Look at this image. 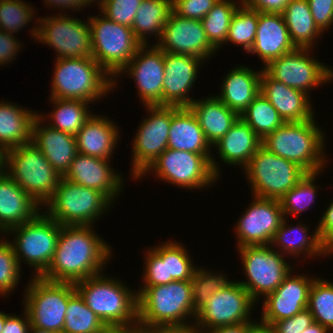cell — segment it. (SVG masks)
Listing matches in <instances>:
<instances>
[{
    "label": "cell",
    "instance_id": "6da1fadb",
    "mask_svg": "<svg viewBox=\"0 0 333 333\" xmlns=\"http://www.w3.org/2000/svg\"><path fill=\"white\" fill-rule=\"evenodd\" d=\"M110 255V246L91 226H62L53 258L40 277L75 284L101 274Z\"/></svg>",
    "mask_w": 333,
    "mask_h": 333
},
{
    "label": "cell",
    "instance_id": "7a4b0ae2",
    "mask_svg": "<svg viewBox=\"0 0 333 333\" xmlns=\"http://www.w3.org/2000/svg\"><path fill=\"white\" fill-rule=\"evenodd\" d=\"M75 287L86 305L107 327L138 326V294L118 279L99 274L76 282Z\"/></svg>",
    "mask_w": 333,
    "mask_h": 333
},
{
    "label": "cell",
    "instance_id": "3957f363",
    "mask_svg": "<svg viewBox=\"0 0 333 333\" xmlns=\"http://www.w3.org/2000/svg\"><path fill=\"white\" fill-rule=\"evenodd\" d=\"M138 294V327L187 325L195 319L191 280L144 286Z\"/></svg>",
    "mask_w": 333,
    "mask_h": 333
},
{
    "label": "cell",
    "instance_id": "277c9868",
    "mask_svg": "<svg viewBox=\"0 0 333 333\" xmlns=\"http://www.w3.org/2000/svg\"><path fill=\"white\" fill-rule=\"evenodd\" d=\"M315 123L314 118L284 123L262 140V146L279 157L297 163L307 173H321L325 166V136Z\"/></svg>",
    "mask_w": 333,
    "mask_h": 333
},
{
    "label": "cell",
    "instance_id": "5b68a950",
    "mask_svg": "<svg viewBox=\"0 0 333 333\" xmlns=\"http://www.w3.org/2000/svg\"><path fill=\"white\" fill-rule=\"evenodd\" d=\"M55 62L51 98L92 103L116 87L115 80L93 58L55 59Z\"/></svg>",
    "mask_w": 333,
    "mask_h": 333
},
{
    "label": "cell",
    "instance_id": "8992f818",
    "mask_svg": "<svg viewBox=\"0 0 333 333\" xmlns=\"http://www.w3.org/2000/svg\"><path fill=\"white\" fill-rule=\"evenodd\" d=\"M5 167V172L40 206L53 197L61 179L32 142L7 150Z\"/></svg>",
    "mask_w": 333,
    "mask_h": 333
},
{
    "label": "cell",
    "instance_id": "52a82bcc",
    "mask_svg": "<svg viewBox=\"0 0 333 333\" xmlns=\"http://www.w3.org/2000/svg\"><path fill=\"white\" fill-rule=\"evenodd\" d=\"M112 203L99 191L61 177L46 214L62 226H92Z\"/></svg>",
    "mask_w": 333,
    "mask_h": 333
},
{
    "label": "cell",
    "instance_id": "ba28073f",
    "mask_svg": "<svg viewBox=\"0 0 333 333\" xmlns=\"http://www.w3.org/2000/svg\"><path fill=\"white\" fill-rule=\"evenodd\" d=\"M100 16L87 19L91 30L92 58L110 77L123 74L121 70L142 44L130 27L118 24L103 14Z\"/></svg>",
    "mask_w": 333,
    "mask_h": 333
},
{
    "label": "cell",
    "instance_id": "9c48e42d",
    "mask_svg": "<svg viewBox=\"0 0 333 333\" xmlns=\"http://www.w3.org/2000/svg\"><path fill=\"white\" fill-rule=\"evenodd\" d=\"M24 295L32 327L62 333L69 299L77 292L74 283L33 276Z\"/></svg>",
    "mask_w": 333,
    "mask_h": 333
},
{
    "label": "cell",
    "instance_id": "30bf717a",
    "mask_svg": "<svg viewBox=\"0 0 333 333\" xmlns=\"http://www.w3.org/2000/svg\"><path fill=\"white\" fill-rule=\"evenodd\" d=\"M211 155L167 148L140 177L153 171L159 179L183 189H202L219 177L218 163Z\"/></svg>",
    "mask_w": 333,
    "mask_h": 333
},
{
    "label": "cell",
    "instance_id": "8fae6325",
    "mask_svg": "<svg viewBox=\"0 0 333 333\" xmlns=\"http://www.w3.org/2000/svg\"><path fill=\"white\" fill-rule=\"evenodd\" d=\"M254 197L279 200L307 172L297 163L269 152L261 146L244 168Z\"/></svg>",
    "mask_w": 333,
    "mask_h": 333
},
{
    "label": "cell",
    "instance_id": "7c38bea8",
    "mask_svg": "<svg viewBox=\"0 0 333 333\" xmlns=\"http://www.w3.org/2000/svg\"><path fill=\"white\" fill-rule=\"evenodd\" d=\"M62 225L39 212L33 219L10 228L8 232L15 234L12 246L19 265L23 259L34 268L36 277H40L47 269L56 250ZM15 232V233H14Z\"/></svg>",
    "mask_w": 333,
    "mask_h": 333
},
{
    "label": "cell",
    "instance_id": "4fadbf2b",
    "mask_svg": "<svg viewBox=\"0 0 333 333\" xmlns=\"http://www.w3.org/2000/svg\"><path fill=\"white\" fill-rule=\"evenodd\" d=\"M56 16L36 20L39 26L31 31L35 40L52 46L57 51L56 59L92 58L89 22L64 14Z\"/></svg>",
    "mask_w": 333,
    "mask_h": 333
},
{
    "label": "cell",
    "instance_id": "5bb4252c",
    "mask_svg": "<svg viewBox=\"0 0 333 333\" xmlns=\"http://www.w3.org/2000/svg\"><path fill=\"white\" fill-rule=\"evenodd\" d=\"M270 246L255 245L238 248L248 279L239 283L250 293L255 302L262 294L265 297L274 292L292 269L290 264L286 263L284 255Z\"/></svg>",
    "mask_w": 333,
    "mask_h": 333
},
{
    "label": "cell",
    "instance_id": "9a60e30c",
    "mask_svg": "<svg viewBox=\"0 0 333 333\" xmlns=\"http://www.w3.org/2000/svg\"><path fill=\"white\" fill-rule=\"evenodd\" d=\"M254 303L250 293L238 281H229L196 312L194 327L203 333L206 329L251 322L249 315Z\"/></svg>",
    "mask_w": 333,
    "mask_h": 333
},
{
    "label": "cell",
    "instance_id": "2e32d148",
    "mask_svg": "<svg viewBox=\"0 0 333 333\" xmlns=\"http://www.w3.org/2000/svg\"><path fill=\"white\" fill-rule=\"evenodd\" d=\"M309 51L310 48H296L272 60L263 69L273 79L309 95L311 88L333 80V70L310 57Z\"/></svg>",
    "mask_w": 333,
    "mask_h": 333
},
{
    "label": "cell",
    "instance_id": "e0dca14e",
    "mask_svg": "<svg viewBox=\"0 0 333 333\" xmlns=\"http://www.w3.org/2000/svg\"><path fill=\"white\" fill-rule=\"evenodd\" d=\"M150 112L133 143L132 176L136 179L168 148L171 106H146Z\"/></svg>",
    "mask_w": 333,
    "mask_h": 333
},
{
    "label": "cell",
    "instance_id": "ac0fdd59",
    "mask_svg": "<svg viewBox=\"0 0 333 333\" xmlns=\"http://www.w3.org/2000/svg\"><path fill=\"white\" fill-rule=\"evenodd\" d=\"M279 200L255 197L243 212L236 225L238 248L243 246L271 245L283 220Z\"/></svg>",
    "mask_w": 333,
    "mask_h": 333
},
{
    "label": "cell",
    "instance_id": "d6986e66",
    "mask_svg": "<svg viewBox=\"0 0 333 333\" xmlns=\"http://www.w3.org/2000/svg\"><path fill=\"white\" fill-rule=\"evenodd\" d=\"M155 43L163 52L191 55L206 60L216 49L207 39L200 20L183 18L171 12L161 34Z\"/></svg>",
    "mask_w": 333,
    "mask_h": 333
},
{
    "label": "cell",
    "instance_id": "ffe728a7",
    "mask_svg": "<svg viewBox=\"0 0 333 333\" xmlns=\"http://www.w3.org/2000/svg\"><path fill=\"white\" fill-rule=\"evenodd\" d=\"M147 47L141 45L121 72L135 80L144 106H163L164 52L157 45Z\"/></svg>",
    "mask_w": 333,
    "mask_h": 333
},
{
    "label": "cell",
    "instance_id": "44dd1931",
    "mask_svg": "<svg viewBox=\"0 0 333 333\" xmlns=\"http://www.w3.org/2000/svg\"><path fill=\"white\" fill-rule=\"evenodd\" d=\"M315 278L305 275L291 276V272L282 284L265 297L261 321L263 326L270 327L274 322L281 321L307 309L309 289Z\"/></svg>",
    "mask_w": 333,
    "mask_h": 333
},
{
    "label": "cell",
    "instance_id": "7402d4cb",
    "mask_svg": "<svg viewBox=\"0 0 333 333\" xmlns=\"http://www.w3.org/2000/svg\"><path fill=\"white\" fill-rule=\"evenodd\" d=\"M202 61L191 55L164 52L163 106H190L194 99L189 97L188 91L197 79Z\"/></svg>",
    "mask_w": 333,
    "mask_h": 333
},
{
    "label": "cell",
    "instance_id": "603a6c76",
    "mask_svg": "<svg viewBox=\"0 0 333 333\" xmlns=\"http://www.w3.org/2000/svg\"><path fill=\"white\" fill-rule=\"evenodd\" d=\"M108 161L78 153L63 178L101 192L112 203L121 192L123 179Z\"/></svg>",
    "mask_w": 333,
    "mask_h": 333
},
{
    "label": "cell",
    "instance_id": "cb8c5ba5",
    "mask_svg": "<svg viewBox=\"0 0 333 333\" xmlns=\"http://www.w3.org/2000/svg\"><path fill=\"white\" fill-rule=\"evenodd\" d=\"M42 118L46 117L38 114L32 123L31 142L44 154L53 169L63 177L78 154L76 137L50 126H43Z\"/></svg>",
    "mask_w": 333,
    "mask_h": 333
},
{
    "label": "cell",
    "instance_id": "d4e9b609",
    "mask_svg": "<svg viewBox=\"0 0 333 333\" xmlns=\"http://www.w3.org/2000/svg\"><path fill=\"white\" fill-rule=\"evenodd\" d=\"M260 92L278 111L285 123L315 118L310 98L305 92L273 79L264 69L260 78Z\"/></svg>",
    "mask_w": 333,
    "mask_h": 333
},
{
    "label": "cell",
    "instance_id": "484cf974",
    "mask_svg": "<svg viewBox=\"0 0 333 333\" xmlns=\"http://www.w3.org/2000/svg\"><path fill=\"white\" fill-rule=\"evenodd\" d=\"M296 48L282 14L259 12L256 36L249 53L259 55L266 67L272 60Z\"/></svg>",
    "mask_w": 333,
    "mask_h": 333
},
{
    "label": "cell",
    "instance_id": "4316f807",
    "mask_svg": "<svg viewBox=\"0 0 333 333\" xmlns=\"http://www.w3.org/2000/svg\"><path fill=\"white\" fill-rule=\"evenodd\" d=\"M38 205L6 172L0 174V231L33 219Z\"/></svg>",
    "mask_w": 333,
    "mask_h": 333
},
{
    "label": "cell",
    "instance_id": "83f0119b",
    "mask_svg": "<svg viewBox=\"0 0 333 333\" xmlns=\"http://www.w3.org/2000/svg\"><path fill=\"white\" fill-rule=\"evenodd\" d=\"M199 122L189 107L171 106L168 148L197 154H211Z\"/></svg>",
    "mask_w": 333,
    "mask_h": 333
},
{
    "label": "cell",
    "instance_id": "f1b7e54d",
    "mask_svg": "<svg viewBox=\"0 0 333 333\" xmlns=\"http://www.w3.org/2000/svg\"><path fill=\"white\" fill-rule=\"evenodd\" d=\"M103 117L92 115L77 132L78 153L110 160L117 145L119 129L110 118Z\"/></svg>",
    "mask_w": 333,
    "mask_h": 333
},
{
    "label": "cell",
    "instance_id": "f546056e",
    "mask_svg": "<svg viewBox=\"0 0 333 333\" xmlns=\"http://www.w3.org/2000/svg\"><path fill=\"white\" fill-rule=\"evenodd\" d=\"M213 146L218 148L219 157L224 163L241 165L245 168L256 151L262 146V140L239 117L229 131Z\"/></svg>",
    "mask_w": 333,
    "mask_h": 333
},
{
    "label": "cell",
    "instance_id": "4dcf8cb0",
    "mask_svg": "<svg viewBox=\"0 0 333 333\" xmlns=\"http://www.w3.org/2000/svg\"><path fill=\"white\" fill-rule=\"evenodd\" d=\"M261 71L235 67L222 82L221 95L216 96L239 116L260 93Z\"/></svg>",
    "mask_w": 333,
    "mask_h": 333
},
{
    "label": "cell",
    "instance_id": "1f68e13d",
    "mask_svg": "<svg viewBox=\"0 0 333 333\" xmlns=\"http://www.w3.org/2000/svg\"><path fill=\"white\" fill-rule=\"evenodd\" d=\"M189 108L195 114L207 141L215 145L240 117L216 96L194 100Z\"/></svg>",
    "mask_w": 333,
    "mask_h": 333
},
{
    "label": "cell",
    "instance_id": "d6a6232c",
    "mask_svg": "<svg viewBox=\"0 0 333 333\" xmlns=\"http://www.w3.org/2000/svg\"><path fill=\"white\" fill-rule=\"evenodd\" d=\"M37 115L13 103L0 102V146L7 151L30 143L32 123Z\"/></svg>",
    "mask_w": 333,
    "mask_h": 333
},
{
    "label": "cell",
    "instance_id": "836d02e7",
    "mask_svg": "<svg viewBox=\"0 0 333 333\" xmlns=\"http://www.w3.org/2000/svg\"><path fill=\"white\" fill-rule=\"evenodd\" d=\"M282 15L297 48L311 49L317 37L323 33L314 22L307 0H291Z\"/></svg>",
    "mask_w": 333,
    "mask_h": 333
},
{
    "label": "cell",
    "instance_id": "e575fe53",
    "mask_svg": "<svg viewBox=\"0 0 333 333\" xmlns=\"http://www.w3.org/2000/svg\"><path fill=\"white\" fill-rule=\"evenodd\" d=\"M172 11V0H142L131 27L135 38L142 45H149L148 33L160 40Z\"/></svg>",
    "mask_w": 333,
    "mask_h": 333
},
{
    "label": "cell",
    "instance_id": "d590c367",
    "mask_svg": "<svg viewBox=\"0 0 333 333\" xmlns=\"http://www.w3.org/2000/svg\"><path fill=\"white\" fill-rule=\"evenodd\" d=\"M285 219L286 218L284 217L280 224V227L277 229L275 236L273 237V240L271 242V246L275 244V246H277L278 248L281 247L280 249H282L281 252L283 255L287 253V255L290 254L291 256H298L303 251H305L306 255H308L309 257L315 255H330V253L325 249L320 240L317 228L315 229L313 235L310 237V235H307L308 228L303 223H300L295 227L293 225L292 227H289L288 224H286ZM295 232L299 233L300 235L298 234L299 236H297V238H295L294 240L293 238L290 239L289 235H295Z\"/></svg>",
    "mask_w": 333,
    "mask_h": 333
},
{
    "label": "cell",
    "instance_id": "8d00e7d4",
    "mask_svg": "<svg viewBox=\"0 0 333 333\" xmlns=\"http://www.w3.org/2000/svg\"><path fill=\"white\" fill-rule=\"evenodd\" d=\"M54 103V112L49 115L52 124L50 127L76 135L84 123L93 115L88 111V102L72 99L50 98Z\"/></svg>",
    "mask_w": 333,
    "mask_h": 333
},
{
    "label": "cell",
    "instance_id": "74e56055",
    "mask_svg": "<svg viewBox=\"0 0 333 333\" xmlns=\"http://www.w3.org/2000/svg\"><path fill=\"white\" fill-rule=\"evenodd\" d=\"M240 118L252 128L261 140L285 123L278 111L261 92L240 115Z\"/></svg>",
    "mask_w": 333,
    "mask_h": 333
},
{
    "label": "cell",
    "instance_id": "f35d334b",
    "mask_svg": "<svg viewBox=\"0 0 333 333\" xmlns=\"http://www.w3.org/2000/svg\"><path fill=\"white\" fill-rule=\"evenodd\" d=\"M241 4V0L237 4L231 0H218L201 20L207 39L217 51L226 43L232 17Z\"/></svg>",
    "mask_w": 333,
    "mask_h": 333
},
{
    "label": "cell",
    "instance_id": "ab89813d",
    "mask_svg": "<svg viewBox=\"0 0 333 333\" xmlns=\"http://www.w3.org/2000/svg\"><path fill=\"white\" fill-rule=\"evenodd\" d=\"M106 327L78 292L69 299L62 333H100Z\"/></svg>",
    "mask_w": 333,
    "mask_h": 333
},
{
    "label": "cell",
    "instance_id": "60d3db41",
    "mask_svg": "<svg viewBox=\"0 0 333 333\" xmlns=\"http://www.w3.org/2000/svg\"><path fill=\"white\" fill-rule=\"evenodd\" d=\"M186 247L180 243L166 242L153 248V251L162 259L166 260L167 284L177 281L191 280L197 265L193 266Z\"/></svg>",
    "mask_w": 333,
    "mask_h": 333
},
{
    "label": "cell",
    "instance_id": "b9f144b4",
    "mask_svg": "<svg viewBox=\"0 0 333 333\" xmlns=\"http://www.w3.org/2000/svg\"><path fill=\"white\" fill-rule=\"evenodd\" d=\"M307 309L314 321L333 330V283L315 278L309 289Z\"/></svg>",
    "mask_w": 333,
    "mask_h": 333
},
{
    "label": "cell",
    "instance_id": "7bdbcfd3",
    "mask_svg": "<svg viewBox=\"0 0 333 333\" xmlns=\"http://www.w3.org/2000/svg\"><path fill=\"white\" fill-rule=\"evenodd\" d=\"M258 19V11L239 5L232 17L226 42L241 45L249 52L255 40Z\"/></svg>",
    "mask_w": 333,
    "mask_h": 333
},
{
    "label": "cell",
    "instance_id": "ee69618b",
    "mask_svg": "<svg viewBox=\"0 0 333 333\" xmlns=\"http://www.w3.org/2000/svg\"><path fill=\"white\" fill-rule=\"evenodd\" d=\"M319 172L307 173L292 189L286 192L280 199L279 203L283 216L288 214H297L305 212L311 208V203L315 202L316 185L313 184ZM299 214V215H298Z\"/></svg>",
    "mask_w": 333,
    "mask_h": 333
},
{
    "label": "cell",
    "instance_id": "f6af8a7d",
    "mask_svg": "<svg viewBox=\"0 0 333 333\" xmlns=\"http://www.w3.org/2000/svg\"><path fill=\"white\" fill-rule=\"evenodd\" d=\"M223 274H214L197 268L191 278L193 306L196 312L210 300L212 294L221 290L228 283Z\"/></svg>",
    "mask_w": 333,
    "mask_h": 333
},
{
    "label": "cell",
    "instance_id": "bcb514c9",
    "mask_svg": "<svg viewBox=\"0 0 333 333\" xmlns=\"http://www.w3.org/2000/svg\"><path fill=\"white\" fill-rule=\"evenodd\" d=\"M31 5L21 0H1L0 3V30L13 33L22 30L34 19ZM33 18V19H32Z\"/></svg>",
    "mask_w": 333,
    "mask_h": 333
},
{
    "label": "cell",
    "instance_id": "7dc6e473",
    "mask_svg": "<svg viewBox=\"0 0 333 333\" xmlns=\"http://www.w3.org/2000/svg\"><path fill=\"white\" fill-rule=\"evenodd\" d=\"M20 268L11 242L0 240V295L6 296L18 285Z\"/></svg>",
    "mask_w": 333,
    "mask_h": 333
},
{
    "label": "cell",
    "instance_id": "c3c4849f",
    "mask_svg": "<svg viewBox=\"0 0 333 333\" xmlns=\"http://www.w3.org/2000/svg\"><path fill=\"white\" fill-rule=\"evenodd\" d=\"M141 1L142 0H101L98 5L104 16L118 24L131 28Z\"/></svg>",
    "mask_w": 333,
    "mask_h": 333
},
{
    "label": "cell",
    "instance_id": "681fc988",
    "mask_svg": "<svg viewBox=\"0 0 333 333\" xmlns=\"http://www.w3.org/2000/svg\"><path fill=\"white\" fill-rule=\"evenodd\" d=\"M218 0H172V10L180 17L202 20Z\"/></svg>",
    "mask_w": 333,
    "mask_h": 333
},
{
    "label": "cell",
    "instance_id": "f907efd6",
    "mask_svg": "<svg viewBox=\"0 0 333 333\" xmlns=\"http://www.w3.org/2000/svg\"><path fill=\"white\" fill-rule=\"evenodd\" d=\"M143 282L145 286L167 284L166 260H162L152 249L146 252Z\"/></svg>",
    "mask_w": 333,
    "mask_h": 333
},
{
    "label": "cell",
    "instance_id": "816d5d0a",
    "mask_svg": "<svg viewBox=\"0 0 333 333\" xmlns=\"http://www.w3.org/2000/svg\"><path fill=\"white\" fill-rule=\"evenodd\" d=\"M314 322L311 312L305 309L293 317L274 322L269 328L273 333H302Z\"/></svg>",
    "mask_w": 333,
    "mask_h": 333
},
{
    "label": "cell",
    "instance_id": "f5cc1de1",
    "mask_svg": "<svg viewBox=\"0 0 333 333\" xmlns=\"http://www.w3.org/2000/svg\"><path fill=\"white\" fill-rule=\"evenodd\" d=\"M317 27L324 32L333 25V0H307Z\"/></svg>",
    "mask_w": 333,
    "mask_h": 333
},
{
    "label": "cell",
    "instance_id": "db71d44e",
    "mask_svg": "<svg viewBox=\"0 0 333 333\" xmlns=\"http://www.w3.org/2000/svg\"><path fill=\"white\" fill-rule=\"evenodd\" d=\"M320 240L325 249L332 254L333 253V201L327 207L323 214L319 224L317 225Z\"/></svg>",
    "mask_w": 333,
    "mask_h": 333
},
{
    "label": "cell",
    "instance_id": "11a10c76",
    "mask_svg": "<svg viewBox=\"0 0 333 333\" xmlns=\"http://www.w3.org/2000/svg\"><path fill=\"white\" fill-rule=\"evenodd\" d=\"M21 42H17L11 33L0 30V65L11 63L20 51ZM14 58V59H13Z\"/></svg>",
    "mask_w": 333,
    "mask_h": 333
},
{
    "label": "cell",
    "instance_id": "9f6ffc18",
    "mask_svg": "<svg viewBox=\"0 0 333 333\" xmlns=\"http://www.w3.org/2000/svg\"><path fill=\"white\" fill-rule=\"evenodd\" d=\"M291 0H241L242 4L250 9L262 13L282 14Z\"/></svg>",
    "mask_w": 333,
    "mask_h": 333
},
{
    "label": "cell",
    "instance_id": "6f0895ef",
    "mask_svg": "<svg viewBox=\"0 0 333 333\" xmlns=\"http://www.w3.org/2000/svg\"><path fill=\"white\" fill-rule=\"evenodd\" d=\"M23 318L9 314L1 333H29L31 323L27 311L24 309Z\"/></svg>",
    "mask_w": 333,
    "mask_h": 333
},
{
    "label": "cell",
    "instance_id": "680465c9",
    "mask_svg": "<svg viewBox=\"0 0 333 333\" xmlns=\"http://www.w3.org/2000/svg\"><path fill=\"white\" fill-rule=\"evenodd\" d=\"M144 328L148 333H199L192 325H155Z\"/></svg>",
    "mask_w": 333,
    "mask_h": 333
},
{
    "label": "cell",
    "instance_id": "91938a15",
    "mask_svg": "<svg viewBox=\"0 0 333 333\" xmlns=\"http://www.w3.org/2000/svg\"><path fill=\"white\" fill-rule=\"evenodd\" d=\"M256 322H243L236 325H229L224 327H219L215 329H210L203 333H250L252 328L256 325Z\"/></svg>",
    "mask_w": 333,
    "mask_h": 333
},
{
    "label": "cell",
    "instance_id": "94428289",
    "mask_svg": "<svg viewBox=\"0 0 333 333\" xmlns=\"http://www.w3.org/2000/svg\"><path fill=\"white\" fill-rule=\"evenodd\" d=\"M45 5H49L48 7H56L59 8L61 7L62 10L64 8L66 9H82V7L91 5L93 3V0H44ZM51 5V6H50Z\"/></svg>",
    "mask_w": 333,
    "mask_h": 333
},
{
    "label": "cell",
    "instance_id": "6125c7cd",
    "mask_svg": "<svg viewBox=\"0 0 333 333\" xmlns=\"http://www.w3.org/2000/svg\"><path fill=\"white\" fill-rule=\"evenodd\" d=\"M330 330L319 324L318 322H314L309 327H307L302 333H329Z\"/></svg>",
    "mask_w": 333,
    "mask_h": 333
},
{
    "label": "cell",
    "instance_id": "be15d7a7",
    "mask_svg": "<svg viewBox=\"0 0 333 333\" xmlns=\"http://www.w3.org/2000/svg\"><path fill=\"white\" fill-rule=\"evenodd\" d=\"M250 333H273V331L269 327L257 323Z\"/></svg>",
    "mask_w": 333,
    "mask_h": 333
},
{
    "label": "cell",
    "instance_id": "e7e4bbea",
    "mask_svg": "<svg viewBox=\"0 0 333 333\" xmlns=\"http://www.w3.org/2000/svg\"><path fill=\"white\" fill-rule=\"evenodd\" d=\"M5 162H6V151L0 146V174L6 171Z\"/></svg>",
    "mask_w": 333,
    "mask_h": 333
},
{
    "label": "cell",
    "instance_id": "03108f58",
    "mask_svg": "<svg viewBox=\"0 0 333 333\" xmlns=\"http://www.w3.org/2000/svg\"><path fill=\"white\" fill-rule=\"evenodd\" d=\"M100 333H126V327H106Z\"/></svg>",
    "mask_w": 333,
    "mask_h": 333
},
{
    "label": "cell",
    "instance_id": "003e7915",
    "mask_svg": "<svg viewBox=\"0 0 333 333\" xmlns=\"http://www.w3.org/2000/svg\"><path fill=\"white\" fill-rule=\"evenodd\" d=\"M126 333H148L144 328L141 327H134V328H127Z\"/></svg>",
    "mask_w": 333,
    "mask_h": 333
},
{
    "label": "cell",
    "instance_id": "a7ac6f4b",
    "mask_svg": "<svg viewBox=\"0 0 333 333\" xmlns=\"http://www.w3.org/2000/svg\"><path fill=\"white\" fill-rule=\"evenodd\" d=\"M29 333H56L50 330H45V329H40V328H35V327H30Z\"/></svg>",
    "mask_w": 333,
    "mask_h": 333
},
{
    "label": "cell",
    "instance_id": "89a4df30",
    "mask_svg": "<svg viewBox=\"0 0 333 333\" xmlns=\"http://www.w3.org/2000/svg\"><path fill=\"white\" fill-rule=\"evenodd\" d=\"M7 316H8V314L0 311V333L3 330V327H4L5 320H6Z\"/></svg>",
    "mask_w": 333,
    "mask_h": 333
}]
</instances>
